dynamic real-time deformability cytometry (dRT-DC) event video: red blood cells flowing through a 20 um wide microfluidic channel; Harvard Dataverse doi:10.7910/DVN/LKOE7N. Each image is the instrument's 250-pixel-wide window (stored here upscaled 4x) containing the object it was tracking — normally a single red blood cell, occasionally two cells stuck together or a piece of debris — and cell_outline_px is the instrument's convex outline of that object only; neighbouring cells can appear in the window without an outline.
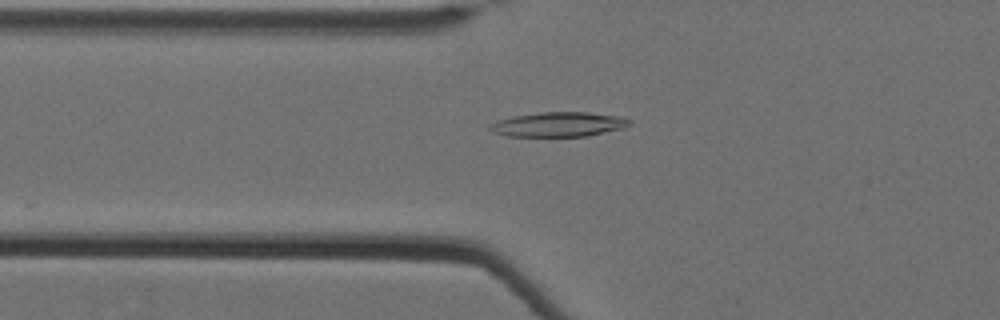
{"species": "Egyptian fruit bat (a non-hibernating species)", "species_latin": "Rousettus aegyptiacus", "temperature_condition": "cold", "stored_images_in_passage": 36, "camera_frame_rate_fps": 3000, "um_per_image_px": 0.085, "animal": {"sex": "female"}, "frame": {"image": 1, "passage_image": 26, "time_ms": 8.333, "image_size_px": [1000, 320], "cell_outline_px": [[632, 124], [624, 128], [588, 136], [508, 136], [492, 132], [488, 128], [488, 124], [496, 120], [512, 116], [540, 112], [584, 112], [620, 116], [632, 120]], "centroid_in_image_um": [47.47, 10.57], "position_along_channel_um": 78.3, "area_um2": 20.23}}
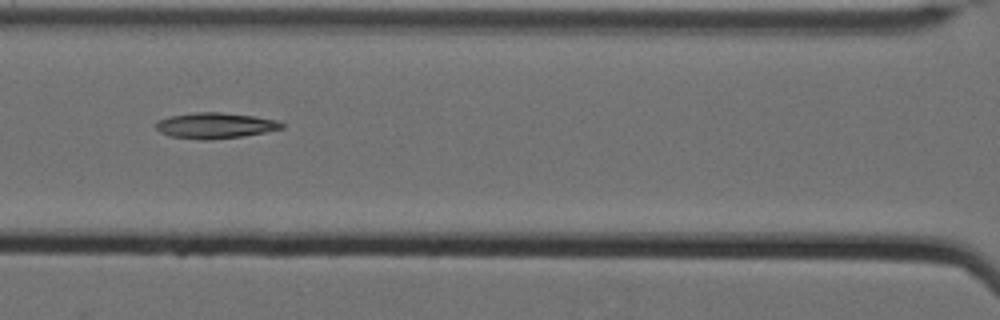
{"frame": {"image": 2, "passage_image": 32, "time_ms": 10.333, "image_size_px": [1000, 320], "cell_outline_px": [[284, 128], [244, 136], [204, 140], [168, 136], [160, 132], [156, 128], [156, 124], [160, 120], [168, 116], [196, 112], [220, 112], [256, 116], [276, 120], [284, 124]], "centroid_in_image_um": [18.29, 10.67], "position_along_channel_um": 148.3, "area_um2": 18.84}}
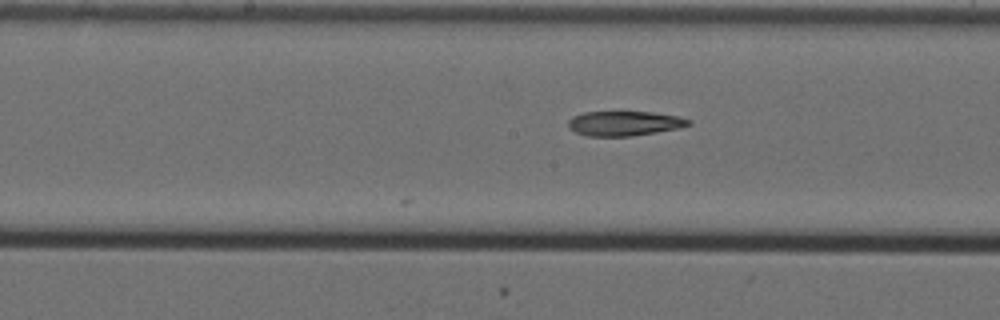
{"frame": {"image": 3, "passage_image": 36, "time_ms": 11.667, "image_size_px": [1000, 320], "cell_outline_px": [[692, 124], [676, 128], [656, 132], [632, 136], [588, 136], [576, 132], [568, 128], [568, 120], [572, 116], [584, 112], [652, 112], [676, 116], [692, 120]], "centroid_in_image_um": [53.04, 10.49], "position_along_channel_um": 195.2, "area_um2": 17.22}}